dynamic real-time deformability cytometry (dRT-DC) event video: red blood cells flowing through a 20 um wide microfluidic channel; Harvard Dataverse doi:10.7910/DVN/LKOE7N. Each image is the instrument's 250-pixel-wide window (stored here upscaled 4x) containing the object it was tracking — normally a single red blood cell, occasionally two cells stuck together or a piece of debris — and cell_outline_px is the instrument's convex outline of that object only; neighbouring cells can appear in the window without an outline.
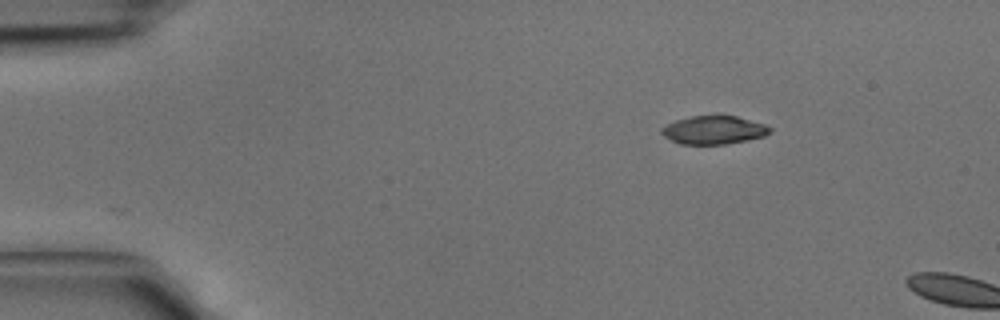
{"species": "common noctule bat (a hibernating species)", "species_latin": "Nyctalus noctula", "temperature_condition": "cold", "stored_images_in_passage": 3, "camera_frame_rate_fps": 3000, "um_per_image_px": 0.085, "animal": {"sex": "male", "body_mass_g": 15.6}, "frame": {"image": 1, "passage_image": 1, "time_ms": 0.0, "image_size_px": [1000, 320], "cell_outline_px": [[772, 132], [764, 136], [748, 140], [724, 144], [680, 144], [664, 136], [660, 132], [660, 128], [676, 120], [692, 116], [736, 116], [764, 124], [772, 128]], "centroid_in_image_um": [60.68, 11.06], "position_along_channel_um": 24.3, "area_um2": 17.74}}